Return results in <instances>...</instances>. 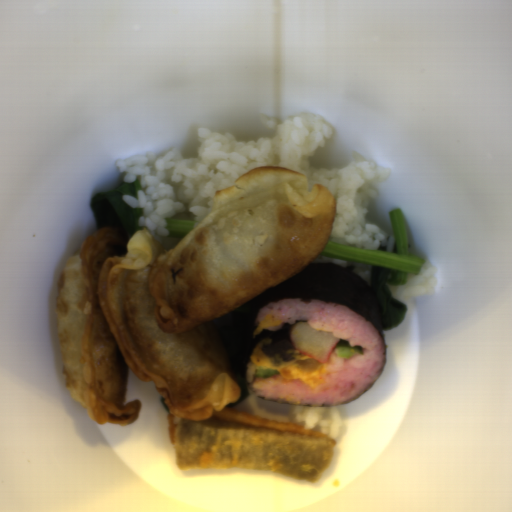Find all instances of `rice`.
I'll use <instances>...</instances> for the list:
<instances>
[{"instance_id":"obj_5","label":"rice","mask_w":512,"mask_h":512,"mask_svg":"<svg viewBox=\"0 0 512 512\" xmlns=\"http://www.w3.org/2000/svg\"><path fill=\"white\" fill-rule=\"evenodd\" d=\"M310 264H334L338 266H342L349 271L353 272L357 276H359L362 280H364L371 287V271L372 266L359 264L339 258H334L322 254H318L315 259Z\"/></svg>"},{"instance_id":"obj_4","label":"rice","mask_w":512,"mask_h":512,"mask_svg":"<svg viewBox=\"0 0 512 512\" xmlns=\"http://www.w3.org/2000/svg\"><path fill=\"white\" fill-rule=\"evenodd\" d=\"M423 260L425 263L418 275L409 273L406 276V285H389L392 296L406 305L407 310L404 315L406 318L413 313L416 307L413 303V298L430 295L436 293L437 290L435 278L437 268L427 259Z\"/></svg>"},{"instance_id":"obj_2","label":"rice","mask_w":512,"mask_h":512,"mask_svg":"<svg viewBox=\"0 0 512 512\" xmlns=\"http://www.w3.org/2000/svg\"><path fill=\"white\" fill-rule=\"evenodd\" d=\"M307 322L313 328L331 332L339 342L361 347L363 354L339 358L336 350L325 363L327 373L317 387H306L296 378L280 374L260 377L257 364L247 362L246 383L259 397L290 406L336 407L355 402L381 376L385 366V345L377 330L363 317L343 305L308 299H287L260 309L252 337L263 330H280L283 324Z\"/></svg>"},{"instance_id":"obj_6","label":"rice","mask_w":512,"mask_h":512,"mask_svg":"<svg viewBox=\"0 0 512 512\" xmlns=\"http://www.w3.org/2000/svg\"><path fill=\"white\" fill-rule=\"evenodd\" d=\"M269 345H272V340H271V338L267 337V338L263 339L262 341H260L255 349L261 350L264 346H269Z\"/></svg>"},{"instance_id":"obj_1","label":"rice","mask_w":512,"mask_h":512,"mask_svg":"<svg viewBox=\"0 0 512 512\" xmlns=\"http://www.w3.org/2000/svg\"><path fill=\"white\" fill-rule=\"evenodd\" d=\"M260 124L276 131L275 137L237 140L230 132L198 128L200 141L196 158H186L173 149L164 156L154 153L119 158L116 168L123 181L139 179L137 199L124 194L122 200L141 209L138 227L154 236L168 233V217L188 211L200 223L212 208L214 195L233 185L255 168L286 167L304 175L307 192L323 184L335 199V217L327 241L363 250H378L385 244V232L367 219L371 202L381 182L392 171L363 153L354 152L353 161L342 169H314L310 158L324 148L333 128L318 114L302 113L281 123L277 117L261 114Z\"/></svg>"},{"instance_id":"obj_3","label":"rice","mask_w":512,"mask_h":512,"mask_svg":"<svg viewBox=\"0 0 512 512\" xmlns=\"http://www.w3.org/2000/svg\"><path fill=\"white\" fill-rule=\"evenodd\" d=\"M292 415L297 426L319 432L337 442L343 425L338 406H295Z\"/></svg>"}]
</instances>
